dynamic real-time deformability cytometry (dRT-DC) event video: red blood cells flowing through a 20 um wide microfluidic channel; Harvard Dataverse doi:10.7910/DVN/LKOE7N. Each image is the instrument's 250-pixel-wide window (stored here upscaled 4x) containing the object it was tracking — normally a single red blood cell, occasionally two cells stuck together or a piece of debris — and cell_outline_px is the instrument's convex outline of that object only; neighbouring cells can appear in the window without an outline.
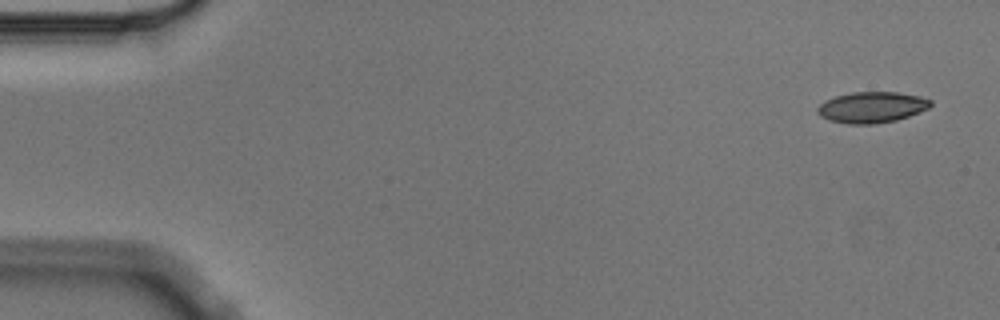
{"species": "Egyptian fruit bat (a non-hibernating species)", "species_latin": "Rousettus aegyptiacus", "temperature_condition": "cold", "stored_images_in_passage": 5, "camera_frame_rate_fps": 3000, "um_per_image_px": 0.085, "animal": {"sex": "male"}, "frame": {"image": 1, "passage_image": 1, "time_ms": 0.0, "image_size_px": [1000, 320], "cell_outline_px": [[932, 104], [928, 108], [908, 116], [896, 120], [872, 124], [848, 124], [828, 120], [820, 116], [816, 112], [816, 108], [824, 100], [836, 96], [852, 92], [896, 92], [920, 96], [932, 100]], "centroid_in_image_um": [74.07, 9.12], "position_along_channel_um": 10.9, "area_um2": 20.46}}
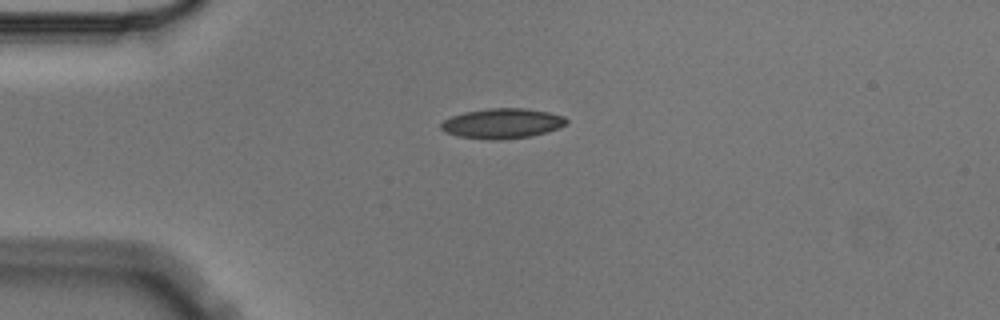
{"frame": {"image": 2, "passage_image": 4, "time_ms": 1.0, "image_size_px": [1000, 320], "cell_outline_px": [[568, 124], [532, 136], [504, 140], [488, 140], [460, 136], [448, 132], [440, 128], [440, 124], [444, 120], [452, 116], [464, 112], [488, 108], [524, 108], [548, 112], [564, 116], [568, 120]], "centroid_in_image_um": [42.7, 10.49], "position_along_channel_um": 42.3, "area_um2": 21.91}}